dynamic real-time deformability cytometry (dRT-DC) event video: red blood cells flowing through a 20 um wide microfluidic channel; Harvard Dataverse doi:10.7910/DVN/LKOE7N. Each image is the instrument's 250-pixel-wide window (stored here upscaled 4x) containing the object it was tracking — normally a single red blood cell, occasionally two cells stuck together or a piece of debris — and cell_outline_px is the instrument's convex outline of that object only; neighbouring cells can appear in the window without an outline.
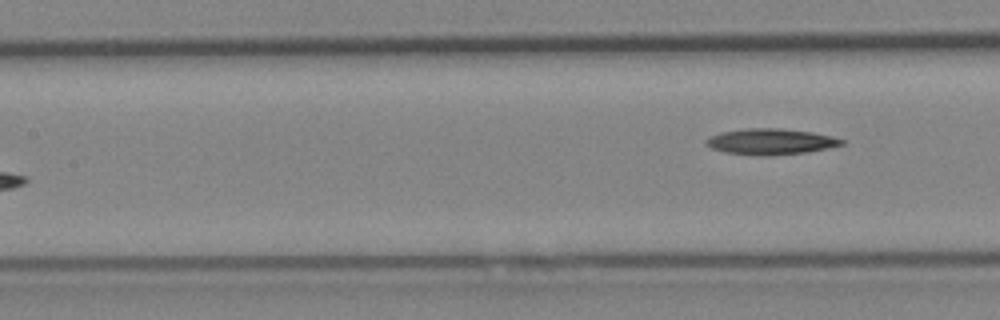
{"species": "Egyptian fruit bat (a non-hibernating species)", "species_latin": "Rousettus aegyptiacus", "temperature_condition": "cold", "stored_images_in_passage": 7, "segment_of_instrument_passage": [2, 2], "camera_frame_rate_fps": 3000, "um_per_image_px": 0.085, "animal": {"sex": "female"}, "frame": {"image": 1, "passage_image": 7, "time_ms": 8.0, "image_size_px": [1000, 320], "cell_outline_px": [[844, 144], [828, 148], [808, 152], [772, 156], [756, 156], [724, 152], [712, 148], [704, 144], [704, 140], [708, 136], [720, 132], [748, 128], [780, 128], [812, 132], [832, 136], [844, 140]], "centroid_in_image_um": [65.47, 12.04], "position_along_channel_um": 141.9, "area_um2": 20.81}}